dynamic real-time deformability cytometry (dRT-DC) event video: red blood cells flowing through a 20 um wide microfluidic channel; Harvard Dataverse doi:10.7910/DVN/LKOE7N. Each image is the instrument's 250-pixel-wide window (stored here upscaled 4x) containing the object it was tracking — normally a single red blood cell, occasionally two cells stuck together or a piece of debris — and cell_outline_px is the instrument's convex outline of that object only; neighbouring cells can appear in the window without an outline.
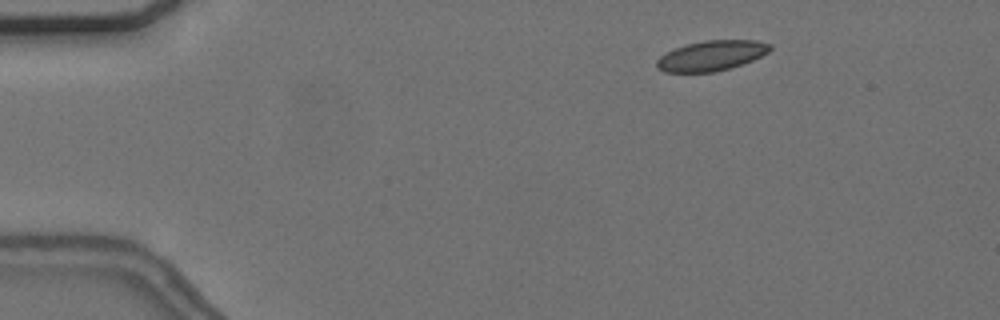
{"species": "common noctule bat (a hibernating species)", "species_latin": "Nyctalus noctula", "temperature_condition": "cold", "stored_images_in_passage": 55, "camera_frame_rate_fps": 3000, "um_per_image_px": 0.085, "animal": {"sex": "female", "body_mass_g": 24.6, "forearm_length_mm": 56.2}, "frame": {"image": 1, "passage_image": 7, "time_ms": 2.0, "image_size_px": [1000, 320], "cell_outline_px": [[772, 48], [768, 52], [752, 60], [728, 68], [712, 72], [664, 72], [656, 68], [656, 60], [660, 56], [676, 48], [688, 44], [704, 40], [756, 40], [772, 44]], "centroid_in_image_um": [60.46, 4.72], "position_along_channel_um": 24.5, "area_um2": 19.71}}
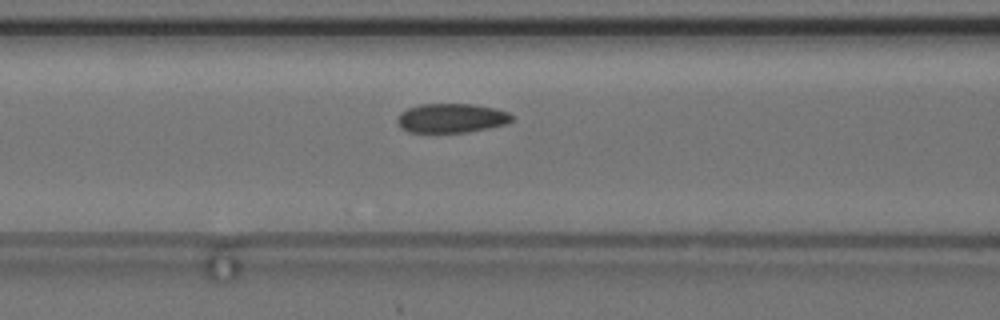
{"frame": {"image": 2, "passage_image": 22, "time_ms": 7.0, "image_size_px": [1000, 320], "cell_outline_px": [[516, 116], [512, 120], [504, 124], [488, 128], [468, 132], [408, 132], [400, 128], [396, 120], [400, 112], [408, 108], [420, 104], [476, 104], [496, 108], [508, 112]], "centroid_in_image_um": [38.37, 10.03], "position_along_channel_um": 128.2, "area_um2": 19.71}}
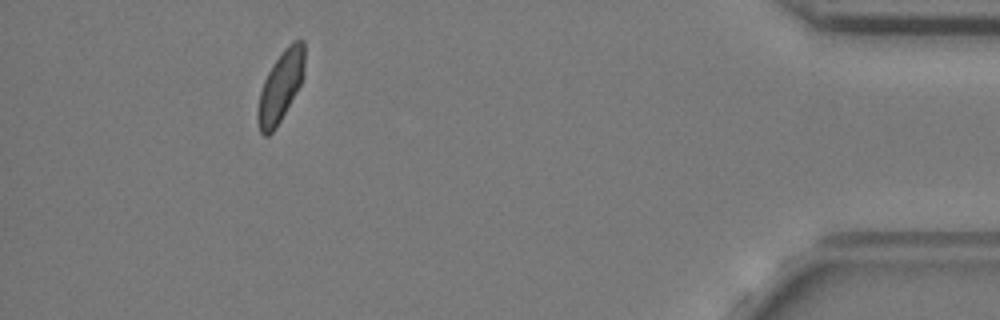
{"frame": {"image": 3, "passage_image": 50, "time_ms": 16.333, "image_size_px": [1000, 320], "cell_outline_px": [[304, 76], [296, 92], [276, 128], [268, 136], [264, 136], [260, 132], [256, 120], [256, 112], [260, 92], [264, 80], [272, 64], [284, 48], [288, 44], [296, 40], [304, 40]], "centroid_in_image_um": [23.82, 7.37], "position_along_channel_um": 411.4, "area_um2": 19.31}, "authors_computed_cell_mechanics": {"area_um2": 19.7676, "velocity_mm_per_s": 3.6577, "shape_relaxation_time_tau1_ms": 10.0337, "shape_relaxation_time_tau2_ms": 2.927, "deformation_change_tau1": 0.1452, "deformation_change_tau2": 0.0565}}